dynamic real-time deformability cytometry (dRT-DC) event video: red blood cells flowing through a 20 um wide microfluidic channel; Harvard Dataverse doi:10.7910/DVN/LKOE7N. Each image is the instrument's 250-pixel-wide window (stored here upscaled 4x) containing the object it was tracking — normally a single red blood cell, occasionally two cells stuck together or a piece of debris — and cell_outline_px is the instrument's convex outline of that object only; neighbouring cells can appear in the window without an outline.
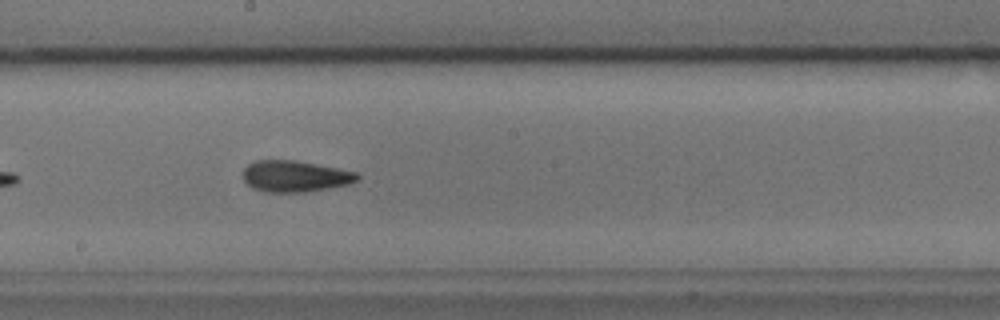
{"species": "common noctule bat (a hibernating species)", "species_latin": "Nyctalus noctula", "temperature_condition": "cold", "stored_images_in_passage": 37, "camera_frame_rate_fps": 3000, "um_per_image_px": 0.085, "animal": {"sex": "male", "body_mass_g": 17.9, "forearm_length_mm": 54.2}, "frame": {"image": 1, "passage_image": 16, "time_ms": 5.0, "image_size_px": [1000, 320], "cell_outline_px": [[360, 180], [348, 184], [328, 188], [304, 192], [264, 192], [252, 188], [244, 180], [244, 168], [248, 164], [256, 160], [296, 160], [360, 172]], "centroid_in_image_um": [25.12, 14.97], "position_along_channel_um": 223.1, "area_um2": 21.04}, "authors_computed_cell_mechanics": {"area_um2": 20.5768, "velocity_mm_per_s": 3.7804, "shape_relaxation_time_tau1_ms": null, "shape_relaxation_time_tau2_ms": 3.1041, "deformation_change_tau1": null, "deformation_change_tau2": 0.111}}